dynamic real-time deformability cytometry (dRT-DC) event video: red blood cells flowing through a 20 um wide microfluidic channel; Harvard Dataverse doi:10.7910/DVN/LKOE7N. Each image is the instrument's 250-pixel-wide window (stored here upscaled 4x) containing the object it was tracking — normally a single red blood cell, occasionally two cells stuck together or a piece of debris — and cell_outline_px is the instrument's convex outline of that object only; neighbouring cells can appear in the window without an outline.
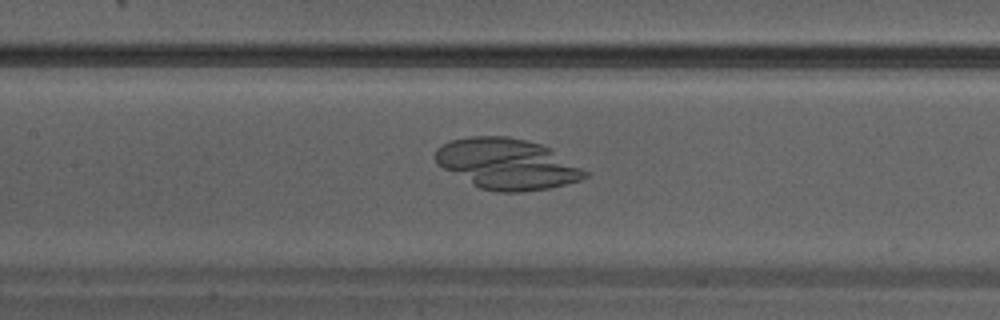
{"species": "Egyptian fruit bat (a non-hibernating species)", "species_latin": "Rousettus aegyptiacus", "temperature_condition": "warm", "stored_images_in_passage": 9, "camera_frame_rate_fps": 3000, "um_per_image_px": 0.085, "animal": {"sex": "male"}, "frame": {"image": 1, "passage_image": 6, "time_ms": 1.667, "image_size_px": [1000, 320], "cell_outline_px": [[588, 176], [580, 180], [548, 188], [524, 192], [500, 192], [480, 188], [436, 164], [432, 156], [436, 148], [452, 140], [472, 136], [508, 136], [540, 144], [552, 148], [588, 172]], "centroid_in_image_um": [43.09, 13.93], "position_along_channel_um": 164.3, "area_um2": 44.1}}
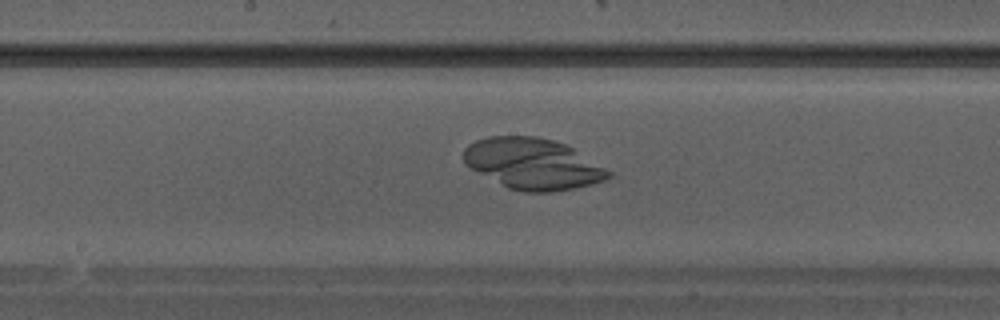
{"frame": {"image": 2, "passage_image": 8, "time_ms": 2.333, "image_size_px": [1000, 320], "cell_outline_px": [[612, 176], [604, 180], [592, 184], [576, 188], [552, 192], [524, 192], [508, 188], [468, 168], [464, 164], [464, 148], [468, 144], [476, 140], [488, 136], [536, 136], [552, 140], [564, 144], [572, 148], [612, 172]], "centroid_in_image_um": [45.25, 13.93], "position_along_channel_um": 203.0, "area_um2": 43.06}}